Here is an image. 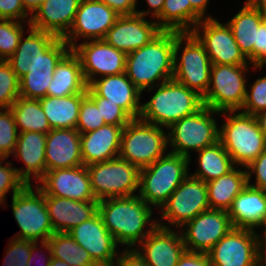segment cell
Returning a JSON list of instances; mask_svg holds the SVG:
<instances>
[{
    "mask_svg": "<svg viewBox=\"0 0 266 266\" xmlns=\"http://www.w3.org/2000/svg\"><path fill=\"white\" fill-rule=\"evenodd\" d=\"M191 33L204 46L212 64L236 66L250 64L240 51L228 24H222L208 15L193 28Z\"/></svg>",
    "mask_w": 266,
    "mask_h": 266,
    "instance_id": "obj_14",
    "label": "cell"
},
{
    "mask_svg": "<svg viewBox=\"0 0 266 266\" xmlns=\"http://www.w3.org/2000/svg\"><path fill=\"white\" fill-rule=\"evenodd\" d=\"M241 110L242 113L253 116L266 112V76L256 79L250 86V91H246Z\"/></svg>",
    "mask_w": 266,
    "mask_h": 266,
    "instance_id": "obj_44",
    "label": "cell"
},
{
    "mask_svg": "<svg viewBox=\"0 0 266 266\" xmlns=\"http://www.w3.org/2000/svg\"><path fill=\"white\" fill-rule=\"evenodd\" d=\"M180 234V235H179ZM134 249L149 266H177L186 251L182 234L158 222L154 230Z\"/></svg>",
    "mask_w": 266,
    "mask_h": 266,
    "instance_id": "obj_22",
    "label": "cell"
},
{
    "mask_svg": "<svg viewBox=\"0 0 266 266\" xmlns=\"http://www.w3.org/2000/svg\"><path fill=\"white\" fill-rule=\"evenodd\" d=\"M35 190L32 185H26L12 196V214L21 229L14 238L35 242L41 238L42 242L55 232L47 211L46 196L36 185Z\"/></svg>",
    "mask_w": 266,
    "mask_h": 266,
    "instance_id": "obj_9",
    "label": "cell"
},
{
    "mask_svg": "<svg viewBox=\"0 0 266 266\" xmlns=\"http://www.w3.org/2000/svg\"><path fill=\"white\" fill-rule=\"evenodd\" d=\"M152 209L138 195L111 197L98 202V213L104 226L117 244L126 245L125 249L135 248L158 225V219L151 220ZM146 224L149 228L145 230Z\"/></svg>",
    "mask_w": 266,
    "mask_h": 266,
    "instance_id": "obj_1",
    "label": "cell"
},
{
    "mask_svg": "<svg viewBox=\"0 0 266 266\" xmlns=\"http://www.w3.org/2000/svg\"><path fill=\"white\" fill-rule=\"evenodd\" d=\"M114 10L99 0H82L75 14L73 24L63 40L71 50L77 46V38L103 40L106 32L119 17Z\"/></svg>",
    "mask_w": 266,
    "mask_h": 266,
    "instance_id": "obj_17",
    "label": "cell"
},
{
    "mask_svg": "<svg viewBox=\"0 0 266 266\" xmlns=\"http://www.w3.org/2000/svg\"><path fill=\"white\" fill-rule=\"evenodd\" d=\"M266 64V19L257 29L256 43H254V69L262 68Z\"/></svg>",
    "mask_w": 266,
    "mask_h": 266,
    "instance_id": "obj_49",
    "label": "cell"
},
{
    "mask_svg": "<svg viewBox=\"0 0 266 266\" xmlns=\"http://www.w3.org/2000/svg\"><path fill=\"white\" fill-rule=\"evenodd\" d=\"M265 18L247 0L241 10L227 22L240 51L254 66V43L257 29Z\"/></svg>",
    "mask_w": 266,
    "mask_h": 266,
    "instance_id": "obj_31",
    "label": "cell"
},
{
    "mask_svg": "<svg viewBox=\"0 0 266 266\" xmlns=\"http://www.w3.org/2000/svg\"><path fill=\"white\" fill-rule=\"evenodd\" d=\"M19 96V78L7 61L0 60V109H9Z\"/></svg>",
    "mask_w": 266,
    "mask_h": 266,
    "instance_id": "obj_40",
    "label": "cell"
},
{
    "mask_svg": "<svg viewBox=\"0 0 266 266\" xmlns=\"http://www.w3.org/2000/svg\"><path fill=\"white\" fill-rule=\"evenodd\" d=\"M87 94L65 97L46 96L39 99L40 105L52 129H76L82 99Z\"/></svg>",
    "mask_w": 266,
    "mask_h": 266,
    "instance_id": "obj_34",
    "label": "cell"
},
{
    "mask_svg": "<svg viewBox=\"0 0 266 266\" xmlns=\"http://www.w3.org/2000/svg\"><path fill=\"white\" fill-rule=\"evenodd\" d=\"M80 133L76 129H51L46 134V171L82 166Z\"/></svg>",
    "mask_w": 266,
    "mask_h": 266,
    "instance_id": "obj_23",
    "label": "cell"
},
{
    "mask_svg": "<svg viewBox=\"0 0 266 266\" xmlns=\"http://www.w3.org/2000/svg\"><path fill=\"white\" fill-rule=\"evenodd\" d=\"M207 254L211 266H260L256 230L233 227Z\"/></svg>",
    "mask_w": 266,
    "mask_h": 266,
    "instance_id": "obj_13",
    "label": "cell"
},
{
    "mask_svg": "<svg viewBox=\"0 0 266 266\" xmlns=\"http://www.w3.org/2000/svg\"><path fill=\"white\" fill-rule=\"evenodd\" d=\"M162 30L192 31V6L190 0H165L161 15L156 19Z\"/></svg>",
    "mask_w": 266,
    "mask_h": 266,
    "instance_id": "obj_38",
    "label": "cell"
},
{
    "mask_svg": "<svg viewBox=\"0 0 266 266\" xmlns=\"http://www.w3.org/2000/svg\"><path fill=\"white\" fill-rule=\"evenodd\" d=\"M192 6V30L205 18L206 8L209 0H190Z\"/></svg>",
    "mask_w": 266,
    "mask_h": 266,
    "instance_id": "obj_53",
    "label": "cell"
},
{
    "mask_svg": "<svg viewBox=\"0 0 266 266\" xmlns=\"http://www.w3.org/2000/svg\"><path fill=\"white\" fill-rule=\"evenodd\" d=\"M96 200L133 196L139 191L140 169L119 157L87 166Z\"/></svg>",
    "mask_w": 266,
    "mask_h": 266,
    "instance_id": "obj_11",
    "label": "cell"
},
{
    "mask_svg": "<svg viewBox=\"0 0 266 266\" xmlns=\"http://www.w3.org/2000/svg\"><path fill=\"white\" fill-rule=\"evenodd\" d=\"M167 147V134L161 126L132 119L123 127L118 157L142 169L165 156Z\"/></svg>",
    "mask_w": 266,
    "mask_h": 266,
    "instance_id": "obj_7",
    "label": "cell"
},
{
    "mask_svg": "<svg viewBox=\"0 0 266 266\" xmlns=\"http://www.w3.org/2000/svg\"><path fill=\"white\" fill-rule=\"evenodd\" d=\"M210 209L226 210L231 207L237 195L247 185L245 169L235 167L227 174L206 183Z\"/></svg>",
    "mask_w": 266,
    "mask_h": 266,
    "instance_id": "obj_33",
    "label": "cell"
},
{
    "mask_svg": "<svg viewBox=\"0 0 266 266\" xmlns=\"http://www.w3.org/2000/svg\"><path fill=\"white\" fill-rule=\"evenodd\" d=\"M28 16L31 15L24 9L21 0H0V19L26 22Z\"/></svg>",
    "mask_w": 266,
    "mask_h": 266,
    "instance_id": "obj_48",
    "label": "cell"
},
{
    "mask_svg": "<svg viewBox=\"0 0 266 266\" xmlns=\"http://www.w3.org/2000/svg\"><path fill=\"white\" fill-rule=\"evenodd\" d=\"M52 257L67 262L70 266H98L83 247L68 232H55L47 240Z\"/></svg>",
    "mask_w": 266,
    "mask_h": 266,
    "instance_id": "obj_37",
    "label": "cell"
},
{
    "mask_svg": "<svg viewBox=\"0 0 266 266\" xmlns=\"http://www.w3.org/2000/svg\"><path fill=\"white\" fill-rule=\"evenodd\" d=\"M123 127L104 125L80 135L81 156L85 166L115 159L119 156Z\"/></svg>",
    "mask_w": 266,
    "mask_h": 266,
    "instance_id": "obj_26",
    "label": "cell"
},
{
    "mask_svg": "<svg viewBox=\"0 0 266 266\" xmlns=\"http://www.w3.org/2000/svg\"><path fill=\"white\" fill-rule=\"evenodd\" d=\"M68 233L83 247L98 266L113 265L118 251L114 237L104 226L100 214L97 212L90 219L73 227ZM116 256V257H115Z\"/></svg>",
    "mask_w": 266,
    "mask_h": 266,
    "instance_id": "obj_20",
    "label": "cell"
},
{
    "mask_svg": "<svg viewBox=\"0 0 266 266\" xmlns=\"http://www.w3.org/2000/svg\"><path fill=\"white\" fill-rule=\"evenodd\" d=\"M49 266H70V265L67 262H64L60 259L52 257V260Z\"/></svg>",
    "mask_w": 266,
    "mask_h": 266,
    "instance_id": "obj_61",
    "label": "cell"
},
{
    "mask_svg": "<svg viewBox=\"0 0 266 266\" xmlns=\"http://www.w3.org/2000/svg\"><path fill=\"white\" fill-rule=\"evenodd\" d=\"M89 87L109 102L119 105L133 119H138L141 112V91L125 73L96 78Z\"/></svg>",
    "mask_w": 266,
    "mask_h": 266,
    "instance_id": "obj_25",
    "label": "cell"
},
{
    "mask_svg": "<svg viewBox=\"0 0 266 266\" xmlns=\"http://www.w3.org/2000/svg\"><path fill=\"white\" fill-rule=\"evenodd\" d=\"M21 23L30 26V21L19 22L0 19V60L7 61L18 47L20 38L25 30Z\"/></svg>",
    "mask_w": 266,
    "mask_h": 266,
    "instance_id": "obj_39",
    "label": "cell"
},
{
    "mask_svg": "<svg viewBox=\"0 0 266 266\" xmlns=\"http://www.w3.org/2000/svg\"><path fill=\"white\" fill-rule=\"evenodd\" d=\"M184 227L181 234L186 251L208 253L233 225L226 210L210 209L197 215Z\"/></svg>",
    "mask_w": 266,
    "mask_h": 266,
    "instance_id": "obj_16",
    "label": "cell"
},
{
    "mask_svg": "<svg viewBox=\"0 0 266 266\" xmlns=\"http://www.w3.org/2000/svg\"><path fill=\"white\" fill-rule=\"evenodd\" d=\"M210 210L207 185L204 181L187 176L161 207V220L169 222V228L182 227L197 215Z\"/></svg>",
    "mask_w": 266,
    "mask_h": 266,
    "instance_id": "obj_12",
    "label": "cell"
},
{
    "mask_svg": "<svg viewBox=\"0 0 266 266\" xmlns=\"http://www.w3.org/2000/svg\"><path fill=\"white\" fill-rule=\"evenodd\" d=\"M37 187L45 196H57L75 201L96 200L85 165L46 171L45 176L37 181Z\"/></svg>",
    "mask_w": 266,
    "mask_h": 266,
    "instance_id": "obj_19",
    "label": "cell"
},
{
    "mask_svg": "<svg viewBox=\"0 0 266 266\" xmlns=\"http://www.w3.org/2000/svg\"><path fill=\"white\" fill-rule=\"evenodd\" d=\"M248 65L212 64L203 104L217 111H240L246 96Z\"/></svg>",
    "mask_w": 266,
    "mask_h": 266,
    "instance_id": "obj_10",
    "label": "cell"
},
{
    "mask_svg": "<svg viewBox=\"0 0 266 266\" xmlns=\"http://www.w3.org/2000/svg\"><path fill=\"white\" fill-rule=\"evenodd\" d=\"M260 266H266V240L260 243Z\"/></svg>",
    "mask_w": 266,
    "mask_h": 266,
    "instance_id": "obj_58",
    "label": "cell"
},
{
    "mask_svg": "<svg viewBox=\"0 0 266 266\" xmlns=\"http://www.w3.org/2000/svg\"><path fill=\"white\" fill-rule=\"evenodd\" d=\"M156 87L158 89L150 100L141 104L139 119L147 123L167 129L174 122L196 113L204 106L202 96L174 79Z\"/></svg>",
    "mask_w": 266,
    "mask_h": 266,
    "instance_id": "obj_3",
    "label": "cell"
},
{
    "mask_svg": "<svg viewBox=\"0 0 266 266\" xmlns=\"http://www.w3.org/2000/svg\"><path fill=\"white\" fill-rule=\"evenodd\" d=\"M258 227H264L265 228V230L264 231H262V232H264L262 235V237L261 236H259L258 235V233H256V238H257V241L259 242V244L261 243V241H265L266 240V216L262 219V221L260 222V224L257 226V228ZM261 238H263V239H261Z\"/></svg>",
    "mask_w": 266,
    "mask_h": 266,
    "instance_id": "obj_59",
    "label": "cell"
},
{
    "mask_svg": "<svg viewBox=\"0 0 266 266\" xmlns=\"http://www.w3.org/2000/svg\"><path fill=\"white\" fill-rule=\"evenodd\" d=\"M177 266H211L207 253L185 251Z\"/></svg>",
    "mask_w": 266,
    "mask_h": 266,
    "instance_id": "obj_50",
    "label": "cell"
},
{
    "mask_svg": "<svg viewBox=\"0 0 266 266\" xmlns=\"http://www.w3.org/2000/svg\"><path fill=\"white\" fill-rule=\"evenodd\" d=\"M100 107L101 118L108 125L126 126L133 118L119 105L99 97L89 86L86 93Z\"/></svg>",
    "mask_w": 266,
    "mask_h": 266,
    "instance_id": "obj_42",
    "label": "cell"
},
{
    "mask_svg": "<svg viewBox=\"0 0 266 266\" xmlns=\"http://www.w3.org/2000/svg\"><path fill=\"white\" fill-rule=\"evenodd\" d=\"M45 146V133L29 131L18 134L13 156L21 158L25 164V169L16 168V171L26 185H31V175L38 181L45 176Z\"/></svg>",
    "mask_w": 266,
    "mask_h": 266,
    "instance_id": "obj_28",
    "label": "cell"
},
{
    "mask_svg": "<svg viewBox=\"0 0 266 266\" xmlns=\"http://www.w3.org/2000/svg\"><path fill=\"white\" fill-rule=\"evenodd\" d=\"M245 168L247 172V184L266 191V149ZM251 173L256 176L255 184L250 182Z\"/></svg>",
    "mask_w": 266,
    "mask_h": 266,
    "instance_id": "obj_47",
    "label": "cell"
},
{
    "mask_svg": "<svg viewBox=\"0 0 266 266\" xmlns=\"http://www.w3.org/2000/svg\"><path fill=\"white\" fill-rule=\"evenodd\" d=\"M6 250L3 266H26L30 258L31 240L13 237Z\"/></svg>",
    "mask_w": 266,
    "mask_h": 266,
    "instance_id": "obj_46",
    "label": "cell"
},
{
    "mask_svg": "<svg viewBox=\"0 0 266 266\" xmlns=\"http://www.w3.org/2000/svg\"><path fill=\"white\" fill-rule=\"evenodd\" d=\"M70 50L63 38H59L43 55L32 58L28 73L19 79L20 96L28 99L46 97L57 64Z\"/></svg>",
    "mask_w": 266,
    "mask_h": 266,
    "instance_id": "obj_18",
    "label": "cell"
},
{
    "mask_svg": "<svg viewBox=\"0 0 266 266\" xmlns=\"http://www.w3.org/2000/svg\"><path fill=\"white\" fill-rule=\"evenodd\" d=\"M40 243H41V246H42L43 248H45L46 250H48V254H49V256L47 255V259H46V257H44V260H46V262H44V260H43V262L45 263V264H43V266H49L50 263H51V260H52V252H51V249H50L49 243H48V241H42V242H40ZM37 244H38V242L31 241L30 258H29L28 263H27L26 266H31V262L33 261L32 259H33V256H34V255H35V257L38 256V255H36V253H35L36 249L38 250V246H37ZM39 256H40L41 258L43 257V255H42V256L39 255ZM41 262H42V260H41Z\"/></svg>",
    "mask_w": 266,
    "mask_h": 266,
    "instance_id": "obj_55",
    "label": "cell"
},
{
    "mask_svg": "<svg viewBox=\"0 0 266 266\" xmlns=\"http://www.w3.org/2000/svg\"><path fill=\"white\" fill-rule=\"evenodd\" d=\"M98 202L46 196V207L54 232H68L93 217L98 212Z\"/></svg>",
    "mask_w": 266,
    "mask_h": 266,
    "instance_id": "obj_27",
    "label": "cell"
},
{
    "mask_svg": "<svg viewBox=\"0 0 266 266\" xmlns=\"http://www.w3.org/2000/svg\"><path fill=\"white\" fill-rule=\"evenodd\" d=\"M220 114L226 116V121L219 129V141L233 164L244 168L266 149V136L259 120L257 116L240 111H224Z\"/></svg>",
    "mask_w": 266,
    "mask_h": 266,
    "instance_id": "obj_4",
    "label": "cell"
},
{
    "mask_svg": "<svg viewBox=\"0 0 266 266\" xmlns=\"http://www.w3.org/2000/svg\"><path fill=\"white\" fill-rule=\"evenodd\" d=\"M114 266H149L146 261L134 250L124 249L117 255Z\"/></svg>",
    "mask_w": 266,
    "mask_h": 266,
    "instance_id": "obj_52",
    "label": "cell"
},
{
    "mask_svg": "<svg viewBox=\"0 0 266 266\" xmlns=\"http://www.w3.org/2000/svg\"><path fill=\"white\" fill-rule=\"evenodd\" d=\"M3 202L5 203V201L0 197V205H2Z\"/></svg>",
    "mask_w": 266,
    "mask_h": 266,
    "instance_id": "obj_62",
    "label": "cell"
},
{
    "mask_svg": "<svg viewBox=\"0 0 266 266\" xmlns=\"http://www.w3.org/2000/svg\"><path fill=\"white\" fill-rule=\"evenodd\" d=\"M197 152L199 168L190 175L205 183L227 174L235 167L230 155L220 141Z\"/></svg>",
    "mask_w": 266,
    "mask_h": 266,
    "instance_id": "obj_35",
    "label": "cell"
},
{
    "mask_svg": "<svg viewBox=\"0 0 266 266\" xmlns=\"http://www.w3.org/2000/svg\"><path fill=\"white\" fill-rule=\"evenodd\" d=\"M45 0H21L24 9L31 15Z\"/></svg>",
    "mask_w": 266,
    "mask_h": 266,
    "instance_id": "obj_56",
    "label": "cell"
},
{
    "mask_svg": "<svg viewBox=\"0 0 266 266\" xmlns=\"http://www.w3.org/2000/svg\"><path fill=\"white\" fill-rule=\"evenodd\" d=\"M104 125H106V123L104 119L101 118L100 107H97L96 103L86 95L81 102L76 130L80 134H84L94 131Z\"/></svg>",
    "mask_w": 266,
    "mask_h": 266,
    "instance_id": "obj_43",
    "label": "cell"
},
{
    "mask_svg": "<svg viewBox=\"0 0 266 266\" xmlns=\"http://www.w3.org/2000/svg\"><path fill=\"white\" fill-rule=\"evenodd\" d=\"M17 129L22 132H39L47 134L52 128L40 105L39 99H28L19 96L11 105Z\"/></svg>",
    "mask_w": 266,
    "mask_h": 266,
    "instance_id": "obj_36",
    "label": "cell"
},
{
    "mask_svg": "<svg viewBox=\"0 0 266 266\" xmlns=\"http://www.w3.org/2000/svg\"><path fill=\"white\" fill-rule=\"evenodd\" d=\"M18 132L10 108L0 109V158H8L14 153Z\"/></svg>",
    "mask_w": 266,
    "mask_h": 266,
    "instance_id": "obj_41",
    "label": "cell"
},
{
    "mask_svg": "<svg viewBox=\"0 0 266 266\" xmlns=\"http://www.w3.org/2000/svg\"><path fill=\"white\" fill-rule=\"evenodd\" d=\"M86 93L87 84L83 77L81 62L70 50L57 64L47 89V96L59 98Z\"/></svg>",
    "mask_w": 266,
    "mask_h": 266,
    "instance_id": "obj_30",
    "label": "cell"
},
{
    "mask_svg": "<svg viewBox=\"0 0 266 266\" xmlns=\"http://www.w3.org/2000/svg\"><path fill=\"white\" fill-rule=\"evenodd\" d=\"M165 0H146L147 4L149 5V8L152 10L149 11H136L137 15H141L143 17H146L148 14H152L154 19L158 18L162 13V8Z\"/></svg>",
    "mask_w": 266,
    "mask_h": 266,
    "instance_id": "obj_54",
    "label": "cell"
},
{
    "mask_svg": "<svg viewBox=\"0 0 266 266\" xmlns=\"http://www.w3.org/2000/svg\"><path fill=\"white\" fill-rule=\"evenodd\" d=\"M266 19V0H248Z\"/></svg>",
    "mask_w": 266,
    "mask_h": 266,
    "instance_id": "obj_57",
    "label": "cell"
},
{
    "mask_svg": "<svg viewBox=\"0 0 266 266\" xmlns=\"http://www.w3.org/2000/svg\"><path fill=\"white\" fill-rule=\"evenodd\" d=\"M82 0H45L28 17L30 27L63 38L70 30Z\"/></svg>",
    "mask_w": 266,
    "mask_h": 266,
    "instance_id": "obj_24",
    "label": "cell"
},
{
    "mask_svg": "<svg viewBox=\"0 0 266 266\" xmlns=\"http://www.w3.org/2000/svg\"><path fill=\"white\" fill-rule=\"evenodd\" d=\"M6 158H0V197L5 201L7 192L12 189V196L20 192L26 183L19 177L16 168H13L11 162H5Z\"/></svg>",
    "mask_w": 266,
    "mask_h": 266,
    "instance_id": "obj_45",
    "label": "cell"
},
{
    "mask_svg": "<svg viewBox=\"0 0 266 266\" xmlns=\"http://www.w3.org/2000/svg\"><path fill=\"white\" fill-rule=\"evenodd\" d=\"M257 118L259 120L261 129H262L264 135L266 136V112L265 113H262V114H259L257 116Z\"/></svg>",
    "mask_w": 266,
    "mask_h": 266,
    "instance_id": "obj_60",
    "label": "cell"
},
{
    "mask_svg": "<svg viewBox=\"0 0 266 266\" xmlns=\"http://www.w3.org/2000/svg\"><path fill=\"white\" fill-rule=\"evenodd\" d=\"M175 40L176 31L162 30L149 43L127 54L125 74L141 92L173 79Z\"/></svg>",
    "mask_w": 266,
    "mask_h": 266,
    "instance_id": "obj_2",
    "label": "cell"
},
{
    "mask_svg": "<svg viewBox=\"0 0 266 266\" xmlns=\"http://www.w3.org/2000/svg\"><path fill=\"white\" fill-rule=\"evenodd\" d=\"M72 51L81 62L83 77L89 86L96 76L125 73L126 56L104 40H90L75 46ZM95 76V77H94Z\"/></svg>",
    "mask_w": 266,
    "mask_h": 266,
    "instance_id": "obj_15",
    "label": "cell"
},
{
    "mask_svg": "<svg viewBox=\"0 0 266 266\" xmlns=\"http://www.w3.org/2000/svg\"><path fill=\"white\" fill-rule=\"evenodd\" d=\"M106 4L118 15H134L136 14L137 0H99Z\"/></svg>",
    "mask_w": 266,
    "mask_h": 266,
    "instance_id": "obj_51",
    "label": "cell"
},
{
    "mask_svg": "<svg viewBox=\"0 0 266 266\" xmlns=\"http://www.w3.org/2000/svg\"><path fill=\"white\" fill-rule=\"evenodd\" d=\"M227 212L233 227L255 230L266 216V191L247 184Z\"/></svg>",
    "mask_w": 266,
    "mask_h": 266,
    "instance_id": "obj_29",
    "label": "cell"
},
{
    "mask_svg": "<svg viewBox=\"0 0 266 266\" xmlns=\"http://www.w3.org/2000/svg\"><path fill=\"white\" fill-rule=\"evenodd\" d=\"M28 31L29 35L25 40H23L24 34L22 35L15 52L7 60L19 79L28 73L31 59L43 55L59 39L49 32L37 30L30 26Z\"/></svg>",
    "mask_w": 266,
    "mask_h": 266,
    "instance_id": "obj_32",
    "label": "cell"
},
{
    "mask_svg": "<svg viewBox=\"0 0 266 266\" xmlns=\"http://www.w3.org/2000/svg\"><path fill=\"white\" fill-rule=\"evenodd\" d=\"M161 31L157 22H149L141 15H122L108 29L103 40L128 54L149 43Z\"/></svg>",
    "mask_w": 266,
    "mask_h": 266,
    "instance_id": "obj_21",
    "label": "cell"
},
{
    "mask_svg": "<svg viewBox=\"0 0 266 266\" xmlns=\"http://www.w3.org/2000/svg\"><path fill=\"white\" fill-rule=\"evenodd\" d=\"M190 158L167 152L153 164L140 169L139 194L148 205L161 207L189 175Z\"/></svg>",
    "mask_w": 266,
    "mask_h": 266,
    "instance_id": "obj_5",
    "label": "cell"
},
{
    "mask_svg": "<svg viewBox=\"0 0 266 266\" xmlns=\"http://www.w3.org/2000/svg\"><path fill=\"white\" fill-rule=\"evenodd\" d=\"M217 112L203 106L196 113L183 117L167 129L168 145L173 147L170 153L190 158V150L200 151L219 141V128L213 114Z\"/></svg>",
    "mask_w": 266,
    "mask_h": 266,
    "instance_id": "obj_8",
    "label": "cell"
},
{
    "mask_svg": "<svg viewBox=\"0 0 266 266\" xmlns=\"http://www.w3.org/2000/svg\"><path fill=\"white\" fill-rule=\"evenodd\" d=\"M173 61V79L203 97L210 84L212 63L204 46L191 32L176 31Z\"/></svg>",
    "mask_w": 266,
    "mask_h": 266,
    "instance_id": "obj_6",
    "label": "cell"
}]
</instances>
